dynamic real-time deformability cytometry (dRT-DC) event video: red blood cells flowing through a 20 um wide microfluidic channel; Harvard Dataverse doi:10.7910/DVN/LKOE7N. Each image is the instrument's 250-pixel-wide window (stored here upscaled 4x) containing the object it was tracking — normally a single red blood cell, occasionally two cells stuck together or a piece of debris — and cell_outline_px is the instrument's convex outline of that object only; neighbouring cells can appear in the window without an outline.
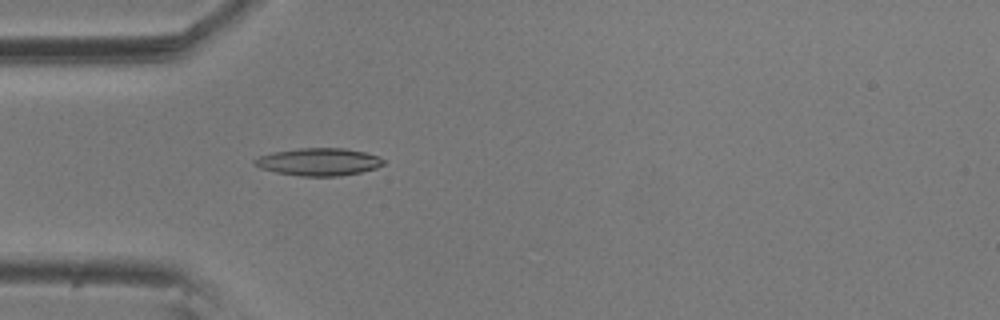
{"species": "common noctule bat (a hibernating species)", "species_latin": "Nyctalus noctula", "temperature_condition": "room temperature", "stored_images_in_passage": 6, "camera_frame_rate_fps": 3000, "um_per_image_px": 0.085, "animal": {"sex": "male", "body_mass_g": 20.5, "forearm_length_mm": 52.5}, "frame": {"image": 1, "passage_image": 6, "time_ms": 1.667, "image_size_px": [1000, 320], "cell_outline_px": [[384, 164], [376, 168], [360, 172], [340, 176], [300, 176], [276, 172], [260, 168], [252, 164], [252, 160], [260, 156], [272, 152], [300, 148], [344, 148], [364, 152], [376, 156], [384, 160]], "centroid_in_image_um": [27.05, 13.76], "position_along_channel_um": 57.9, "area_um2": 20.63}}